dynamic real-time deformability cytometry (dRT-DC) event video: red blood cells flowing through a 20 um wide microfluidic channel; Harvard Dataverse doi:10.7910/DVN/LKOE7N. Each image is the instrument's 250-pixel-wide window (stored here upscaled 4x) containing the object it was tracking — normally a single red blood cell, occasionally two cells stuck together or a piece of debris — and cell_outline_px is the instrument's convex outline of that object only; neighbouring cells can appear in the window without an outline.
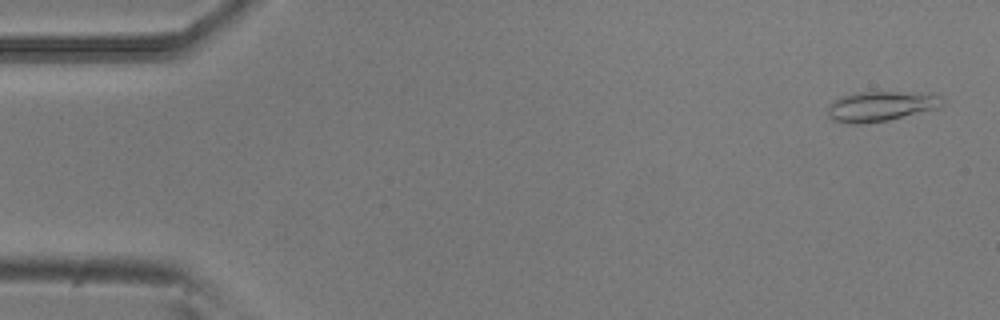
{"species": "common noctule bat (a hibernating species)", "species_latin": "Nyctalus noctula", "temperature_condition": "room temperature", "stored_images_in_passage": 8, "camera_frame_rate_fps": 3000, "um_per_image_px": 0.085, "animal": {"sex": "male", "body_mass_g": 20.5, "forearm_length_mm": 52.5}, "frame": {"image": 1, "passage_image": 2, "time_ms": 0.333, "image_size_px": [1000, 320], "cell_outline_px": [[944, 104], [940, 108], [888, 120], [864, 124], [844, 124], [832, 120], [828, 116], [828, 104], [840, 96], [860, 92], [896, 92], [940, 96], [944, 100]], "centroid_in_image_um": [74.8, 9.06], "position_along_channel_um": 10.2, "area_um2": 20.06}}